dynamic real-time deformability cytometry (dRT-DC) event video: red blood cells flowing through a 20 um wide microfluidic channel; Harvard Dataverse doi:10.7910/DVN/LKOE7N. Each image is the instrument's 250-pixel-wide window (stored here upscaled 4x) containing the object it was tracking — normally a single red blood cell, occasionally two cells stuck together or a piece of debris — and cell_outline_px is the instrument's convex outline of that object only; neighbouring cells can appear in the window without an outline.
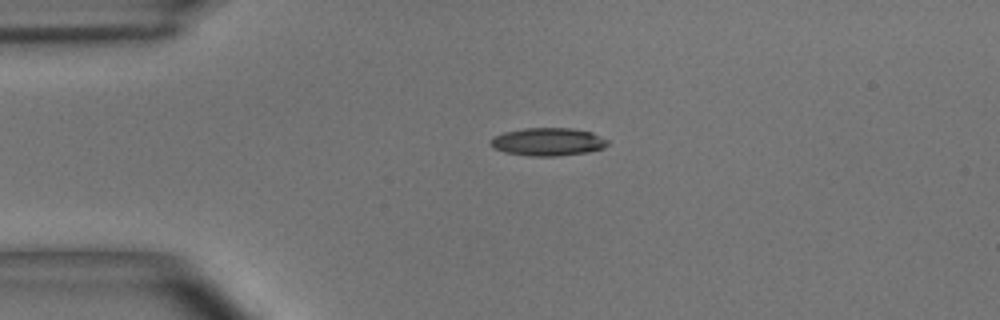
{"species": "common noctule bat (a hibernating species)", "species_latin": "Nyctalus noctula", "temperature_condition": "room temperature", "stored_images_in_passage": 43, "camera_frame_rate_fps": 3000, "um_per_image_px": 0.085, "animal": {"sex": "male", "body_mass_g": 15.6}, "frame": {"image": 1, "passage_image": 1, "time_ms": 0.0, "image_size_px": [1000, 320], "cell_outline_px": [[608, 144], [604, 148], [588, 152], [556, 156], [528, 156], [504, 152], [492, 148], [488, 144], [492, 136], [504, 132], [524, 128], [572, 128], [592, 132], [608, 140]], "centroid_in_image_um": [46.53, 12.05], "position_along_channel_um": 38.5, "area_um2": 19.31}}
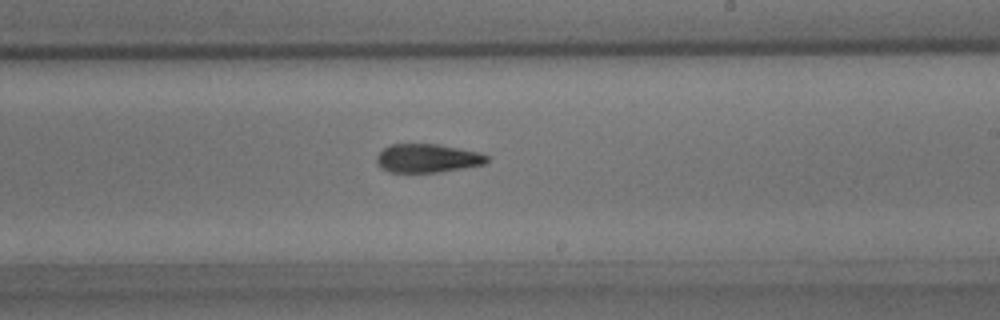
{"frame": {"image": 2, "passage_image": 21, "time_ms": 6.667, "image_size_px": [1000, 320], "cell_outline_px": [[488, 160], [484, 164], [440, 172], [388, 172], [380, 168], [376, 164], [376, 156], [388, 144], [440, 144], [480, 152], [488, 156]], "centroid_in_image_um": [36.3, 13.44], "position_along_channel_um": 252.7, "area_um2": 18.55}}
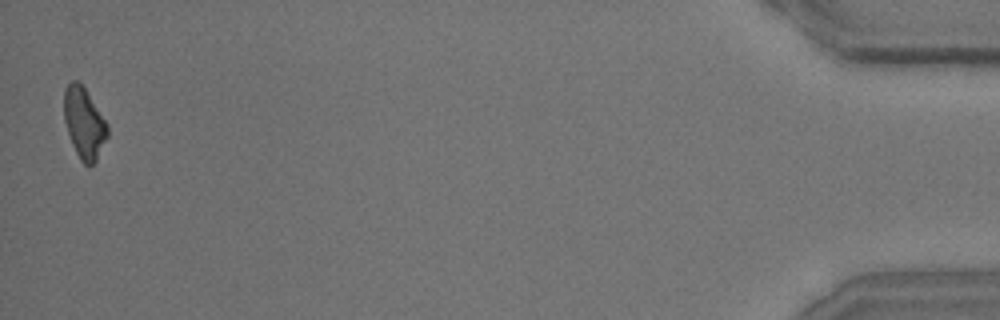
{"frame": {"image": 3, "passage_image": 43, "time_ms": 14.0, "image_size_px": [1000, 320], "cell_outline_px": [[108, 136], [96, 160], [92, 164], [84, 164], [80, 160], [72, 144], [64, 120], [64, 88], [72, 80], [76, 80], [84, 88], [108, 124]], "centroid_in_image_um": [7.14, 10.46], "position_along_channel_um": 428.1, "area_um2": 17.69}, "authors_computed_cell_mechanics": {"area_um2": 18.9006, "velocity_mm_per_s": 3.6223, "shape_relaxation_time_tau1_ms": 6.1784, "shape_relaxation_time_tau2_ms": 4.0855, "deformation_change_tau1": 0.1897, "deformation_change_tau2": 0.1063}}